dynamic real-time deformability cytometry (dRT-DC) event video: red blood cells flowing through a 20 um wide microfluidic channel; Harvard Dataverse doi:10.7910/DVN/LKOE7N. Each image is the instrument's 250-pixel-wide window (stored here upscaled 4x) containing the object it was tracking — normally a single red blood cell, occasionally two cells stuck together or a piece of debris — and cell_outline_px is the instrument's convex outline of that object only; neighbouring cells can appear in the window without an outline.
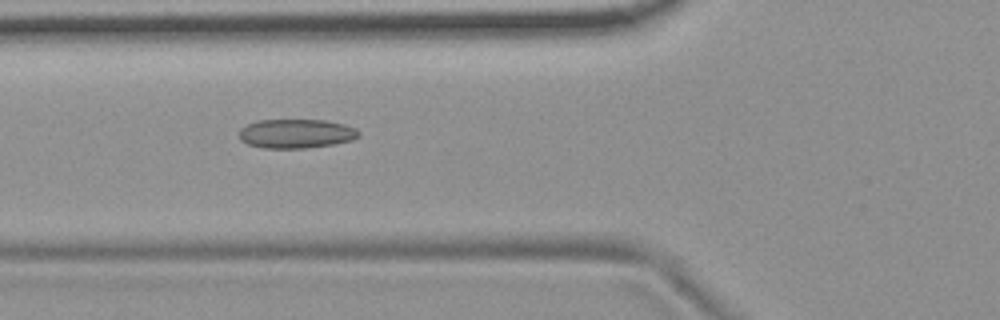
{"species": "common noctule bat (a hibernating species)", "species_latin": "Nyctalus noctula", "temperature_condition": "room temperature", "stored_images_in_passage": 6, "camera_frame_rate_fps": 3000, "um_per_image_px": 0.085, "animal": {"sex": "female", "body_mass_g": 19.9}, "frame": {"image": 1, "passage_image": 5, "time_ms": 1.333, "image_size_px": [1000, 320], "cell_outline_px": [[360, 136], [352, 140], [332, 144], [304, 148], [264, 148], [248, 144], [240, 140], [240, 128], [248, 124], [260, 120], [324, 120], [344, 124], [356, 128], [360, 132]], "centroid_in_image_um": [25.19, 11.35], "position_along_channel_um": 100.6, "area_um2": 20.23}}
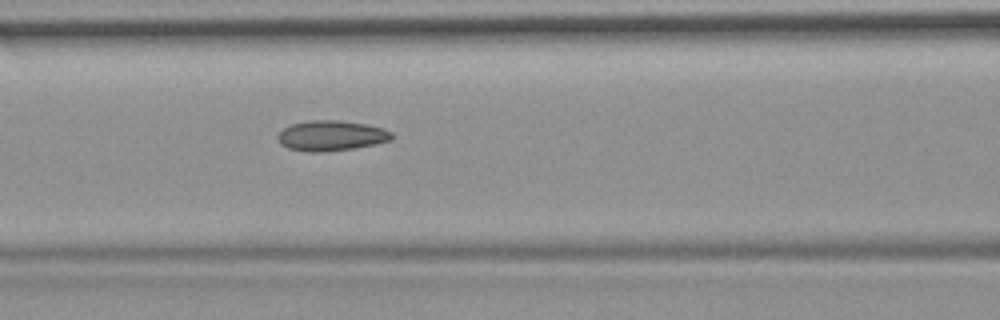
{"frame": {"image": 2, "passage_image": 6, "time_ms": 1.667, "image_size_px": [1000, 320], "cell_outline_px": [[392, 140], [376, 144], [356, 148], [320, 152], [308, 152], [288, 148], [280, 144], [276, 136], [284, 128], [292, 124], [308, 120], [340, 120], [364, 124], [384, 128], [392, 132]], "centroid_in_image_um": [28.15, 11.53], "position_along_channel_um": 138.4, "area_um2": 20.23}}